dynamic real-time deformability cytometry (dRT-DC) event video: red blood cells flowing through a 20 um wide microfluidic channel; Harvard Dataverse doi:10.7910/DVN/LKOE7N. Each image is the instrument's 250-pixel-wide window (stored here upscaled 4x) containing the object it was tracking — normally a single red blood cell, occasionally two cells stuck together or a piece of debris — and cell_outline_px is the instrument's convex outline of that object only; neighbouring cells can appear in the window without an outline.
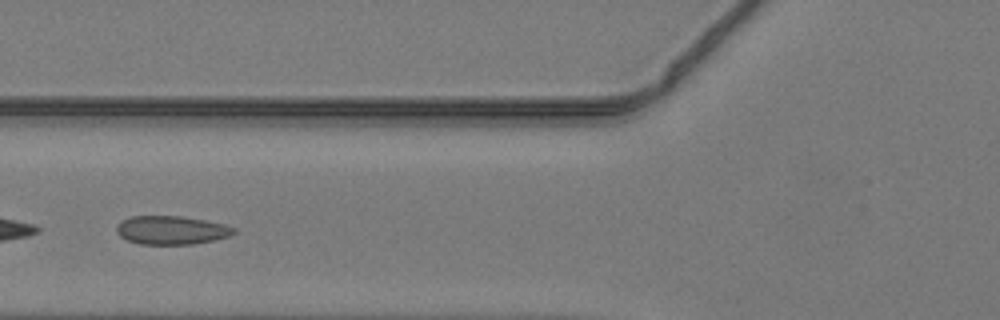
{"species": "common noctule bat (a hibernating species)", "species_latin": "Nyctalus noctula", "temperature_condition": "warm", "stored_images_in_passage": 30, "camera_frame_rate_fps": 3000, "um_per_image_px": 0.085, "animal": {"sex": "male", "body_mass_g": 19.2, "forearm_length_mm": 51.8}, "frame": {"image": 1, "passage_image": 9, "time_ms": 2.667, "image_size_px": [1000, 320], "cell_outline_px": [[236, 232], [228, 236], [212, 240], [192, 244], [140, 244], [128, 240], [120, 236], [116, 232], [116, 224], [120, 220], [132, 216], [180, 216], [204, 220], [224, 224], [232, 228]], "centroid_in_image_um": [14.5, 19.55], "position_along_channel_um": 111.3, "area_um2": 19.36}}
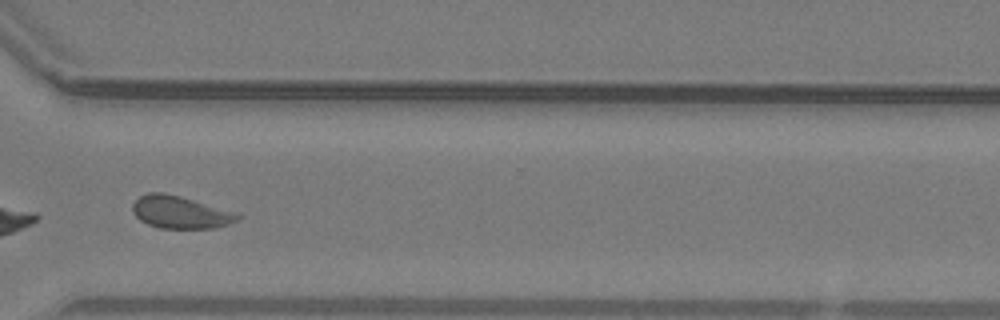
{"frame": {"image": 2, "passage_image": 26, "time_ms": 8.333, "image_size_px": [1000, 320], "cell_outline_px": [[244, 216], [228, 224], [212, 228], [160, 228], [148, 224], [140, 220], [132, 212], [132, 204], [140, 196], [148, 192], [164, 192], [180, 196], [240, 212]], "centroid_in_image_um": [15.36, 18.03], "position_along_channel_um": 355.2, "area_um2": 20.11}}